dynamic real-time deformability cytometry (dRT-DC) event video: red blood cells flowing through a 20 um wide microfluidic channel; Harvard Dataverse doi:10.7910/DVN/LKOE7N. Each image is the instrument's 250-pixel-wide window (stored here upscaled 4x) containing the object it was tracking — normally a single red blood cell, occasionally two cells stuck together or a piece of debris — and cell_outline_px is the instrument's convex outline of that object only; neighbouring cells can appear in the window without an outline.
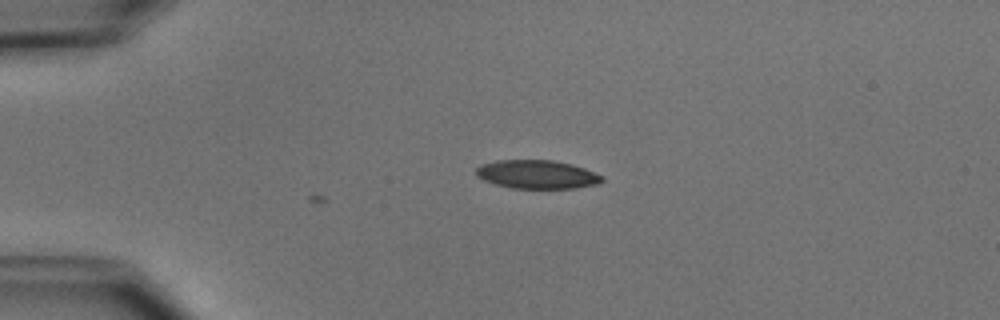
{"species": "common noctule bat (a hibernating species)", "species_latin": "Nyctalus noctula", "temperature_condition": "cold", "stored_images_in_passage": 2, "camera_frame_rate_fps": 3000, "um_per_image_px": 0.085, "animal": {"sex": "male", "body_mass_g": 15.6}, "frame": {"image": 1, "passage_image": 2, "time_ms": 0.333, "image_size_px": [1000, 320], "cell_outline_px": [[604, 180], [600, 184], [576, 188], [512, 188], [496, 184], [484, 180], [476, 176], [476, 168], [480, 164], [496, 160], [552, 160], [572, 164], [584, 168], [604, 176]], "centroid_in_image_um": [45.67, 14.82], "position_along_channel_um": 39.3, "area_um2": 21.1}}